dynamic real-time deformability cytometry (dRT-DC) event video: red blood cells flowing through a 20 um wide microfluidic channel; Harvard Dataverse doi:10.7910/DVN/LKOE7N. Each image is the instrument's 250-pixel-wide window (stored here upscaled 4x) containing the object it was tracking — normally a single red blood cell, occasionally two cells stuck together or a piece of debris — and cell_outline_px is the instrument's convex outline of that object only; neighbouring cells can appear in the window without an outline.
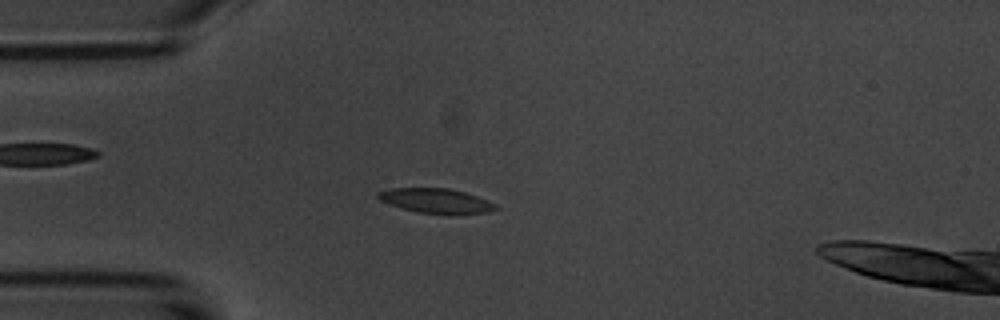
{"species": "common noctule bat (a hibernating species)", "species_latin": "Nyctalus noctula", "temperature_condition": "room temperature", "stored_images_in_passage": 7, "camera_frame_rate_fps": 3000, "um_per_image_px": 0.085, "animal": {"sex": "male", "body_mass_g": 20.1, "forearm_length_mm": 53.5}, "frame": {"image": 1, "passage_image": 4, "time_ms": 3.667, "image_size_px": [1000, 320], "cell_outline_px": [[500, 208], [488, 212], [416, 212], [400, 208], [380, 200], [376, 196], [376, 192], [392, 188], [448, 188], [464, 192], [488, 200], [496, 204]], "centroid_in_image_um": [37.01, 17.03], "position_along_channel_um": 48.0, "area_um2": 16.36}}
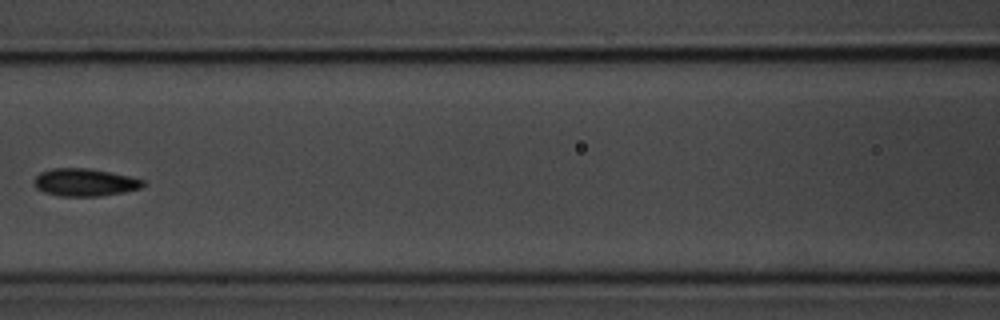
{"frame": {"image": 2, "passage_image": 7, "time_ms": 7.0, "image_size_px": [1000, 320], "cell_outline_px": [[144, 184], [140, 188], [124, 192], [100, 196], [60, 196], [44, 192], [36, 188], [32, 180], [40, 172], [52, 168], [88, 168], [128, 176], [144, 180]], "centroid_in_image_um": [7.15, 15.5], "position_along_channel_um": 159.4, "area_um2": 17.46}}